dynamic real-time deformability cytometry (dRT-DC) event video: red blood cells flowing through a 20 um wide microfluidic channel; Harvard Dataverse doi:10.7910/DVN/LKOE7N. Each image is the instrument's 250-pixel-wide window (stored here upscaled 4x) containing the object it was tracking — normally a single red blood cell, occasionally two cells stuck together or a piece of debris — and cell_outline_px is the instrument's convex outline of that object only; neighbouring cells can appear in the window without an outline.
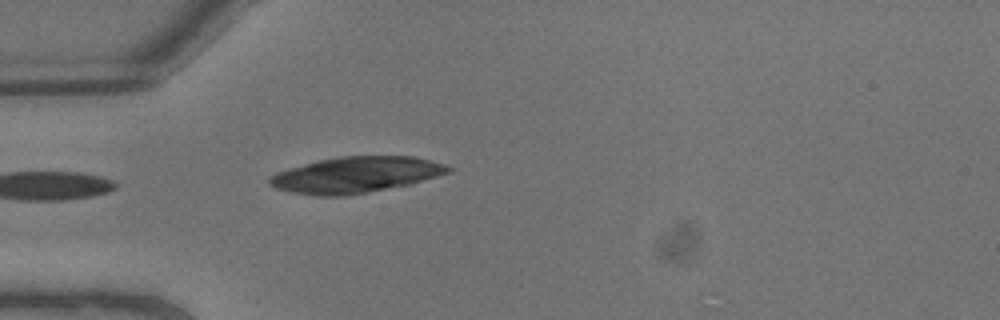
{"species": "common noctule bat (a hibernating species)", "species_latin": "Nyctalus noctula", "temperature_condition": "warm", "stored_images_in_passage": 6, "camera_frame_rate_fps": 3000, "um_per_image_px": 0.085, "animal": {"sex": "male", "body_mass_g": 13.3}, "frame": {"image": 1, "passage_image": 6, "time_ms": 1.667, "image_size_px": [1000, 320], "cell_outline_px": [[456, 168], [452, 172], [412, 184], [368, 192], [344, 196], [316, 196], [292, 192], [276, 188], [268, 184], [268, 180], [276, 172], [288, 168], [320, 160], [340, 156], [412, 156], [444, 164]], "centroid_in_image_um": [30.28, 14.86], "position_along_channel_um": 54.7, "area_um2": 37.57}}